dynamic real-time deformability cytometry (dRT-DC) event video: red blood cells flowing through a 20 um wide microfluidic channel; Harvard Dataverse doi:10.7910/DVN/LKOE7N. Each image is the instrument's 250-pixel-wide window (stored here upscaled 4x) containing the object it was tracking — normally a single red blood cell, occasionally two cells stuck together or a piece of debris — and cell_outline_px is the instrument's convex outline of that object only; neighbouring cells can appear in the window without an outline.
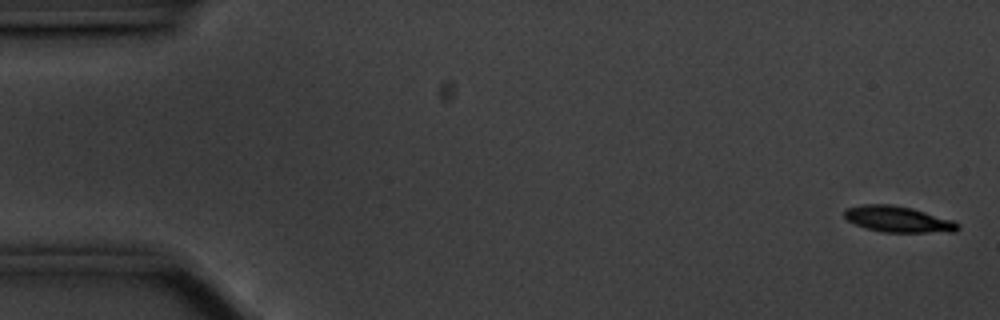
{"species": "common noctule bat (a hibernating species)", "species_latin": "Nyctalus noctula", "temperature_condition": "cold", "stored_images_in_passage": 18, "camera_frame_rate_fps": 3000, "um_per_image_px": 0.085, "animal": {"sex": "male", "body_mass_g": 20.1, "forearm_length_mm": 53.5}, "frame": {"image": 1, "passage_image": 2, "time_ms": 0.333, "image_size_px": [1000, 320], "cell_outline_px": [[960, 228], [956, 232], [880, 232], [864, 228], [848, 220], [844, 216], [844, 208], [864, 204], [892, 204], [912, 208], [956, 220], [960, 224]], "centroid_in_image_um": [76.38, 18.63], "position_along_channel_um": 8.6, "area_um2": 17.57}}
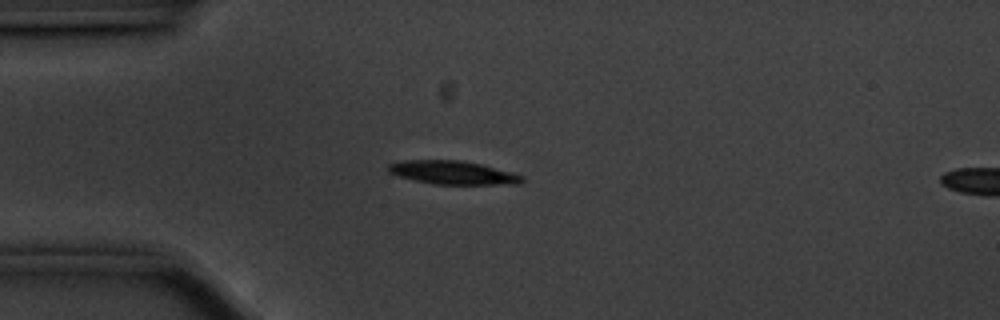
{"frame": {"image": 2, "passage_image": 15, "time_ms": 4.667, "image_size_px": [1000, 320], "cell_outline_px": [[524, 180], [520, 184], [432, 184], [400, 176], [388, 172], [388, 164], [404, 160], [460, 160], [480, 164], [512, 172], [520, 176]], "centroid_in_image_um": [38.48, 14.67], "position_along_channel_um": 46.5, "area_um2": 18.03}}